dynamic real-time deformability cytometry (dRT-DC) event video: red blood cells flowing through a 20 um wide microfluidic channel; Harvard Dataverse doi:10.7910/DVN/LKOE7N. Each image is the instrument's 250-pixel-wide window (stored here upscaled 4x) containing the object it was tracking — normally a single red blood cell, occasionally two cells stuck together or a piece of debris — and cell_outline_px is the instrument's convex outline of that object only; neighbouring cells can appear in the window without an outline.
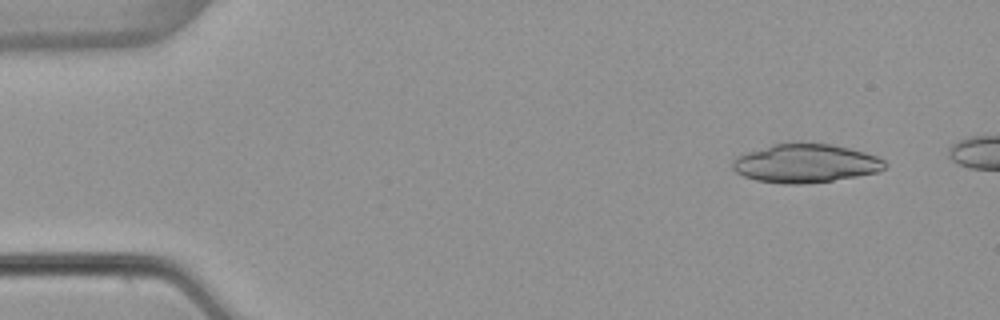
{"species": "common noctule bat (a hibernating species)", "species_latin": "Nyctalus noctula", "temperature_condition": "warm", "stored_images_in_passage": 47, "camera_frame_rate_fps": 3000, "um_per_image_px": 0.085, "animal": {"sex": "female", "body_mass_g": 22.7, "forearm_length_mm": 54.2}, "frame": {"image": 1, "passage_image": 4, "time_ms": 1.0, "image_size_px": [1000, 320], "cell_outline_px": [[888, 164], [880, 172], [832, 180], [800, 184], [784, 184], [756, 180], [744, 176], [736, 172], [732, 168], [732, 160], [736, 156], [772, 144], [800, 140], [832, 144], [864, 152], [876, 156], [884, 160]], "centroid_in_image_um": [68.46, 13.85], "position_along_channel_um": 16.5, "area_um2": 34.8}}